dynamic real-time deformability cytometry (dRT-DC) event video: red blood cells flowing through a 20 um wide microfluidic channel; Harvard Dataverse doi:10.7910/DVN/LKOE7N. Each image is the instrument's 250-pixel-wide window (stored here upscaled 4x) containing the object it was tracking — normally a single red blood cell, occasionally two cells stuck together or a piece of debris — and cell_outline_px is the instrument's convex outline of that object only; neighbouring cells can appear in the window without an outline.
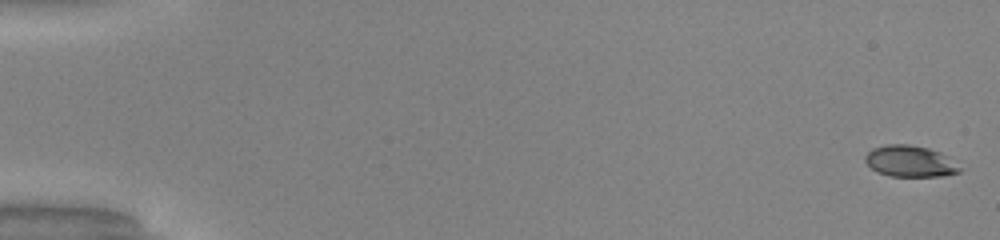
{"species": "common noctule bat (a hibernating species)", "species_latin": "Nyctalus noctula", "temperature_condition": "warm", "stored_images_in_passage": 51, "camera_frame_rate_fps": 3000, "um_per_image_px": 0.085, "animal": {"sex": "male", "body_mass_g": 20.0, "forearm_length_mm": 53.3}, "frame": {"image": 1, "passage_image": 1, "time_ms": 0.0, "image_size_px": [1000, 240], "cell_outline_px": [[960, 172], [944, 176], [888, 176], [876, 172], [864, 160], [864, 156], [872, 148], [888, 144], [908, 144], [928, 148], [940, 152], [948, 156], [960, 168]], "centroid_in_image_um": [77.33, 13.71], "position_along_channel_um": 7.7, "area_um2": 17.28}}
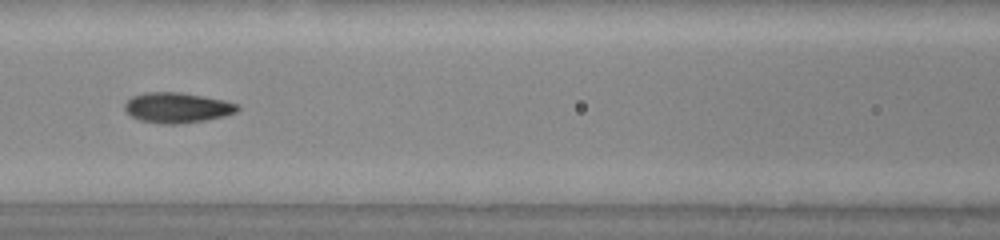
{"frame": {"image": 2, "passage_image": 24, "time_ms": 7.667, "image_size_px": [1000, 240], "cell_outline_px": [[240, 108], [236, 112], [224, 116], [204, 120], [176, 124], [164, 124], [140, 120], [132, 116], [124, 108], [124, 104], [132, 96], [144, 92], [180, 92], [224, 100], [236, 104]], "centroid_in_image_um": [15.04, 9.14], "position_along_channel_um": 151.6, "area_um2": 19.71}}
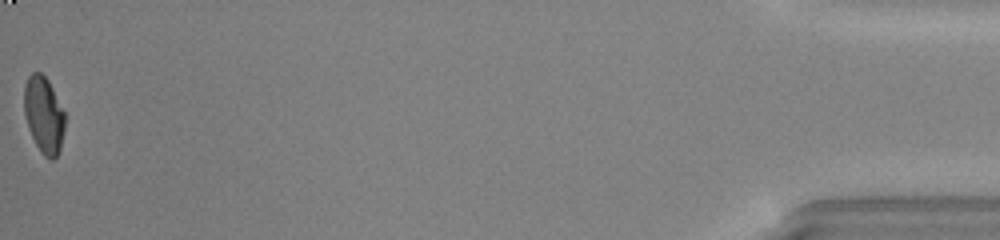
{"frame": {"image": 3, "passage_image": 51, "time_ms": 16.667, "image_size_px": [1000, 240], "cell_outline_px": [[64, 132], [60, 148], [56, 156], [52, 160], [48, 160], [40, 152], [28, 128], [24, 112], [24, 84], [28, 76], [32, 72], [40, 72], [48, 80], [64, 112]], "centroid_in_image_um": [3.71, 9.77], "position_along_channel_um": 431.5, "area_um2": 18.15}, "authors_computed_cell_mechanics": {"area_um2": 18.9006, "velocity_mm_per_s": 4.1482, "shape_relaxation_time_tau1_ms": 5.4493, "shape_relaxation_time_tau2_ms": 0.785, "deformation_change_tau1": 0.1936, "deformation_change_tau2": 0.0469}}